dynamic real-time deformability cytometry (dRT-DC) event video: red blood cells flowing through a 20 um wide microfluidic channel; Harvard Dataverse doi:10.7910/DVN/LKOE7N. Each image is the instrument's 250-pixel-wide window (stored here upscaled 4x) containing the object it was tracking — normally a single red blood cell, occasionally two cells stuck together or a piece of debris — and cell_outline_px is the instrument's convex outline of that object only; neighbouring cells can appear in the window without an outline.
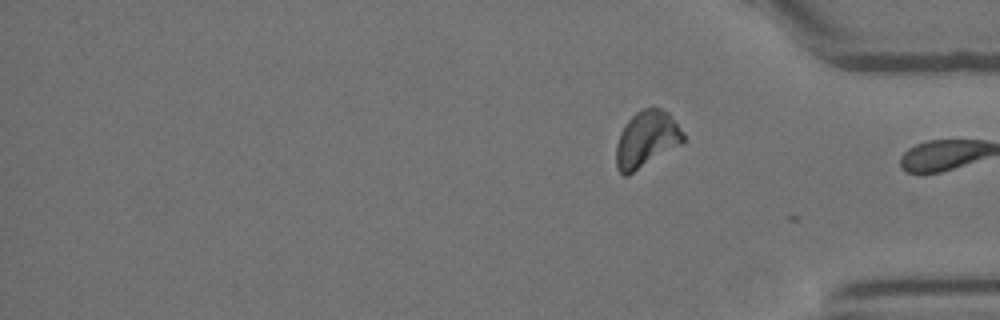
{"species": "Egyptian fruit bat (a non-hibernating species)", "species_latin": "Rousettus aegyptiacus", "temperature_condition": "room temperature", "stored_images_in_passage": 17, "segment_of_instrument_passage": [2, 2], "camera_frame_rate_fps": 3000, "um_per_image_px": 0.085, "animal": {"sex": "female"}, "frame": {"image": 1, "passage_image": 17, "time_ms": 5.333, "image_size_px": [1000, 320], "cell_outline_px": [[684, 140], [680, 144], [628, 176], [624, 176], [616, 168], [616, 144], [620, 132], [624, 124], [640, 108], [652, 104], [668, 112], [684, 132]], "centroid_in_image_um": [54.93, 11.8], "position_along_channel_um": 380.3, "area_um2": 22.37}}